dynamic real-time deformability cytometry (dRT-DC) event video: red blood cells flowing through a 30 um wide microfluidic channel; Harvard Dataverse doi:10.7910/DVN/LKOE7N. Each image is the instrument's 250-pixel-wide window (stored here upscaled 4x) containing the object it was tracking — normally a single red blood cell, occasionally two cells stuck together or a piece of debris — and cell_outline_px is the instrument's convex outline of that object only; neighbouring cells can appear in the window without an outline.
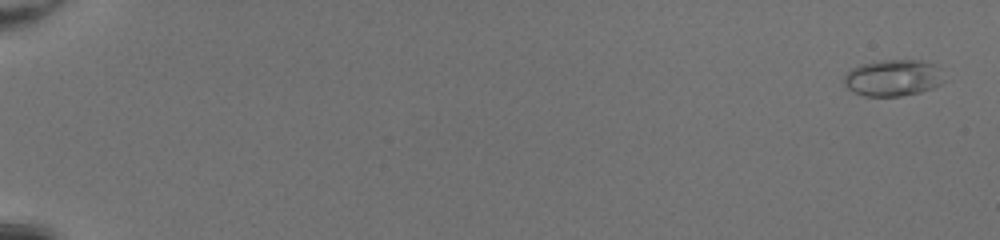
{"species": "common noctule bat (a hibernating species)", "species_latin": "Nyctalus noctula", "temperature_condition": "room temperature", "stored_images_in_passage": 50, "camera_frame_rate_fps": 3000, "um_per_image_px": 0.085, "animal": {"sex": "female", "body_mass_g": 20.0, "forearm_length_mm": 54.0}, "frame": {"image": 1, "passage_image": 2, "time_ms": 0.333, "image_size_px": [1000, 240], "cell_outline_px": [[944, 80], [940, 84], [932, 88], [920, 92], [900, 96], [864, 96], [852, 92], [844, 84], [844, 76], [852, 68], [860, 64], [880, 60], [920, 60], [936, 64], [940, 68]], "centroid_in_image_um": [75.91, 6.61], "position_along_channel_um": 9.1, "area_um2": 21.44}}
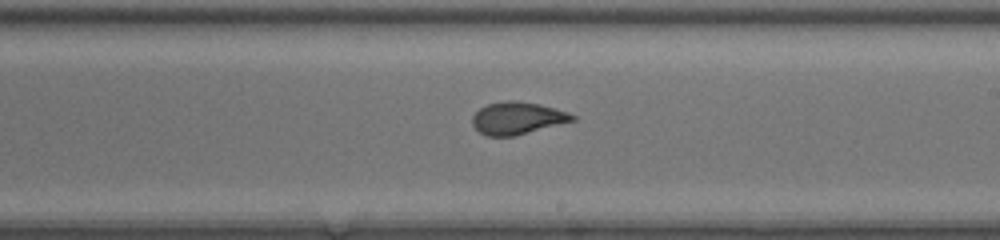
{"frame": {"image": 2, "passage_image": 32, "time_ms": 10.333, "image_size_px": [1000, 240], "cell_outline_px": [[576, 120], [516, 136], [488, 136], [480, 132], [472, 124], [472, 116], [480, 108], [488, 104], [504, 100], [512, 100], [540, 104], [568, 112], [576, 116]], "centroid_in_image_um": [43.99, 10.04], "position_along_channel_um": 245.0, "area_um2": 18.9}}
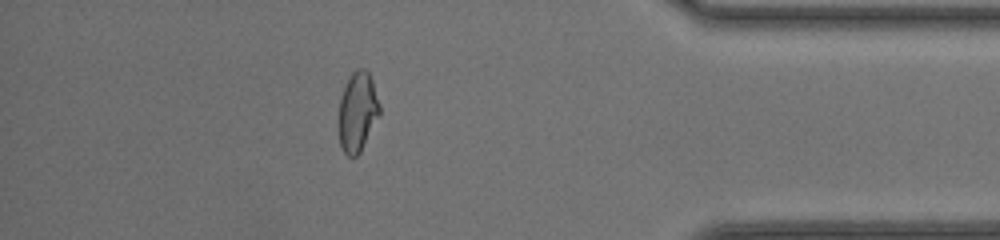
{"frame": {"image": 3, "passage_image": 45, "time_ms": 14.667, "image_size_px": [1000, 240], "cell_outline_px": [[380, 112], [360, 152], [356, 156], [348, 156], [340, 148], [336, 124], [336, 120], [340, 100], [344, 84], [352, 72], [356, 68], [364, 68], [368, 72], [372, 80], [380, 104]], "centroid_in_image_um": [30.33, 9.5], "position_along_channel_um": 404.9, "area_um2": 19.42}, "authors_computed_cell_mechanics": {"area_um2": 20.2011, "velocity_mm_per_s": 4.3141, "shape_relaxation_time_tau1_ms": null, "shape_relaxation_time_tau2_ms": 0.6799, "deformation_change_tau1": null, "deformation_change_tau2": 0.0669}}